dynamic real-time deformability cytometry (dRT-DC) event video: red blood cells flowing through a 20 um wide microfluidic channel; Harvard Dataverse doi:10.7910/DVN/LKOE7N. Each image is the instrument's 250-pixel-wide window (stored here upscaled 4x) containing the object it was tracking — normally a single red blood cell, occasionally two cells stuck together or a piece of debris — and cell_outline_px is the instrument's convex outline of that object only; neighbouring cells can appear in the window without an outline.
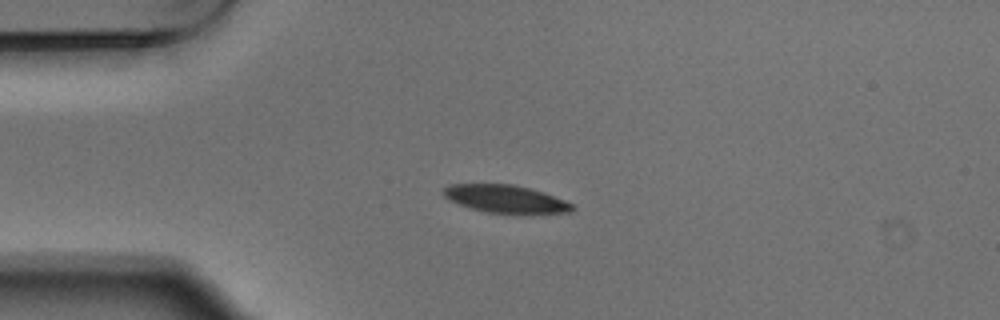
{"species": "Egyptian fruit bat (a non-hibernating species)", "species_latin": "Rousettus aegyptiacus", "temperature_condition": "warm", "stored_images_in_passage": 7, "camera_frame_rate_fps": 3000, "um_per_image_px": 0.085, "animal": {"sex": "male"}, "frame": {"image": 1, "passage_image": 1, "time_ms": 0.0, "image_size_px": [1000, 320], "cell_outline_px": [[576, 208], [572, 212], [528, 216], [484, 212], [468, 208], [448, 200], [440, 192], [448, 184], [512, 184], [544, 192], [564, 200], [572, 204]], "centroid_in_image_um": [43.0, 16.96], "position_along_channel_um": 42.0, "area_um2": 21.85}}
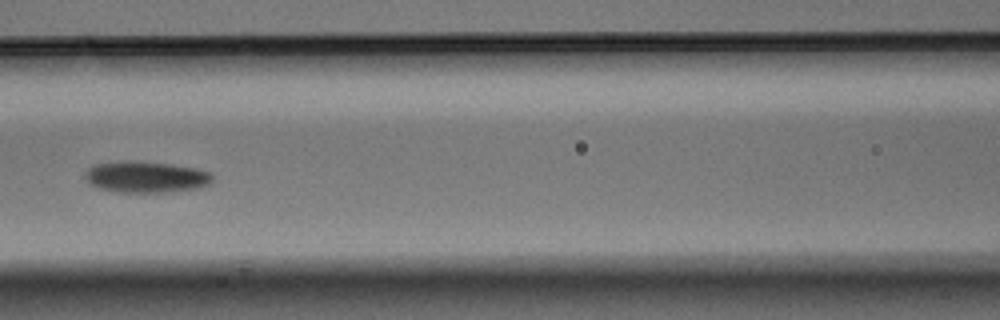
{"frame": {"image": 2, "passage_image": 4, "time_ms": 1.0, "image_size_px": [1000, 320], "cell_outline_px": [[212, 180], [208, 184], [200, 188], [172, 192], [120, 192], [100, 188], [88, 184], [84, 176], [84, 172], [92, 164], [128, 160], [168, 164], [196, 168], [212, 172]], "centroid_in_image_um": [12.38, 15.04], "position_along_channel_um": 154.2, "area_um2": 23.47}}
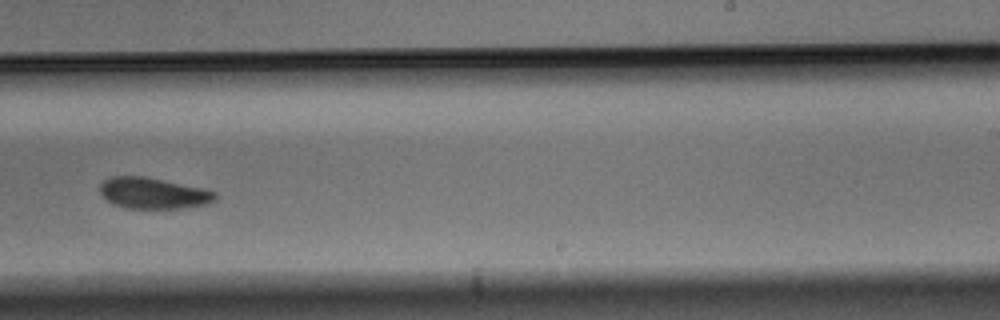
{"frame": {"image": 3, "passage_image": 7, "time_ms": 2.0, "image_size_px": [1000, 320], "cell_outline_px": [[216, 200], [208, 204], [184, 208], [124, 208], [112, 204], [100, 196], [100, 184], [104, 180], [112, 176], [144, 176], [200, 188], [216, 192]], "centroid_in_image_um": [12.98, 16.43], "position_along_channel_um": 276.0, "area_um2": 20.92}}